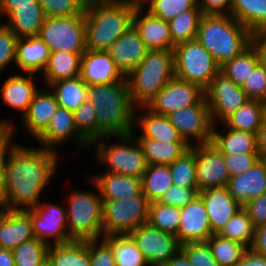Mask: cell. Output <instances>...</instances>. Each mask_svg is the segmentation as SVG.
Returning a JSON list of instances; mask_svg holds the SVG:
<instances>
[{
	"instance_id": "obj_1",
	"label": "cell",
	"mask_w": 266,
	"mask_h": 266,
	"mask_svg": "<svg viewBox=\"0 0 266 266\" xmlns=\"http://www.w3.org/2000/svg\"><path fill=\"white\" fill-rule=\"evenodd\" d=\"M57 154L46 148L10 144L3 158L8 210L25 211L40 203L42 191L56 173Z\"/></svg>"
},
{
	"instance_id": "obj_2",
	"label": "cell",
	"mask_w": 266,
	"mask_h": 266,
	"mask_svg": "<svg viewBox=\"0 0 266 266\" xmlns=\"http://www.w3.org/2000/svg\"><path fill=\"white\" fill-rule=\"evenodd\" d=\"M88 99L96 108L99 139L134 134L136 107L126 78L109 84L88 85Z\"/></svg>"
},
{
	"instance_id": "obj_3",
	"label": "cell",
	"mask_w": 266,
	"mask_h": 266,
	"mask_svg": "<svg viewBox=\"0 0 266 266\" xmlns=\"http://www.w3.org/2000/svg\"><path fill=\"white\" fill-rule=\"evenodd\" d=\"M196 39L222 66L251 45V32L230 14H203Z\"/></svg>"
},
{
	"instance_id": "obj_4",
	"label": "cell",
	"mask_w": 266,
	"mask_h": 266,
	"mask_svg": "<svg viewBox=\"0 0 266 266\" xmlns=\"http://www.w3.org/2000/svg\"><path fill=\"white\" fill-rule=\"evenodd\" d=\"M136 8L121 2H101L87 5L86 50L109 51L112 44L133 25Z\"/></svg>"
},
{
	"instance_id": "obj_5",
	"label": "cell",
	"mask_w": 266,
	"mask_h": 266,
	"mask_svg": "<svg viewBox=\"0 0 266 266\" xmlns=\"http://www.w3.org/2000/svg\"><path fill=\"white\" fill-rule=\"evenodd\" d=\"M173 76V50H148L138 67L126 77L134 105L147 106Z\"/></svg>"
},
{
	"instance_id": "obj_6",
	"label": "cell",
	"mask_w": 266,
	"mask_h": 266,
	"mask_svg": "<svg viewBox=\"0 0 266 266\" xmlns=\"http://www.w3.org/2000/svg\"><path fill=\"white\" fill-rule=\"evenodd\" d=\"M67 198V231L70 239L86 241L103 237V200L100 193L72 190Z\"/></svg>"
},
{
	"instance_id": "obj_7",
	"label": "cell",
	"mask_w": 266,
	"mask_h": 266,
	"mask_svg": "<svg viewBox=\"0 0 266 266\" xmlns=\"http://www.w3.org/2000/svg\"><path fill=\"white\" fill-rule=\"evenodd\" d=\"M116 138H119L118 141L120 142L106 145L103 139L107 138L104 136L91 144V146L97 144L96 155L98 156V162L100 161L107 168L109 167L106 172L142 178L148 163L141 145L133 137V134L116 136Z\"/></svg>"
},
{
	"instance_id": "obj_8",
	"label": "cell",
	"mask_w": 266,
	"mask_h": 266,
	"mask_svg": "<svg viewBox=\"0 0 266 266\" xmlns=\"http://www.w3.org/2000/svg\"><path fill=\"white\" fill-rule=\"evenodd\" d=\"M174 75L205 90L211 80L220 72V65L197 40L175 45Z\"/></svg>"
},
{
	"instance_id": "obj_9",
	"label": "cell",
	"mask_w": 266,
	"mask_h": 266,
	"mask_svg": "<svg viewBox=\"0 0 266 266\" xmlns=\"http://www.w3.org/2000/svg\"><path fill=\"white\" fill-rule=\"evenodd\" d=\"M149 204L142 192L132 198L103 200V235L129 234L147 223Z\"/></svg>"
},
{
	"instance_id": "obj_10",
	"label": "cell",
	"mask_w": 266,
	"mask_h": 266,
	"mask_svg": "<svg viewBox=\"0 0 266 266\" xmlns=\"http://www.w3.org/2000/svg\"><path fill=\"white\" fill-rule=\"evenodd\" d=\"M38 36L52 51L84 53L86 23L84 13L67 17H46Z\"/></svg>"
},
{
	"instance_id": "obj_11",
	"label": "cell",
	"mask_w": 266,
	"mask_h": 266,
	"mask_svg": "<svg viewBox=\"0 0 266 266\" xmlns=\"http://www.w3.org/2000/svg\"><path fill=\"white\" fill-rule=\"evenodd\" d=\"M171 124L178 130L179 135L189 145L192 140L199 144L212 141L213 123L210 109L204 98L197 105H190L167 115Z\"/></svg>"
},
{
	"instance_id": "obj_12",
	"label": "cell",
	"mask_w": 266,
	"mask_h": 266,
	"mask_svg": "<svg viewBox=\"0 0 266 266\" xmlns=\"http://www.w3.org/2000/svg\"><path fill=\"white\" fill-rule=\"evenodd\" d=\"M142 252L149 266H163L180 249L178 238L144 223L128 234Z\"/></svg>"
},
{
	"instance_id": "obj_13",
	"label": "cell",
	"mask_w": 266,
	"mask_h": 266,
	"mask_svg": "<svg viewBox=\"0 0 266 266\" xmlns=\"http://www.w3.org/2000/svg\"><path fill=\"white\" fill-rule=\"evenodd\" d=\"M64 208V205L62 207L45 202L30 209L34 237L49 246L72 242L67 231V213Z\"/></svg>"
},
{
	"instance_id": "obj_14",
	"label": "cell",
	"mask_w": 266,
	"mask_h": 266,
	"mask_svg": "<svg viewBox=\"0 0 266 266\" xmlns=\"http://www.w3.org/2000/svg\"><path fill=\"white\" fill-rule=\"evenodd\" d=\"M213 125L223 122L249 99L243 88L219 72L204 90Z\"/></svg>"
},
{
	"instance_id": "obj_15",
	"label": "cell",
	"mask_w": 266,
	"mask_h": 266,
	"mask_svg": "<svg viewBox=\"0 0 266 266\" xmlns=\"http://www.w3.org/2000/svg\"><path fill=\"white\" fill-rule=\"evenodd\" d=\"M204 98L205 92L199 85L174 75L146 107L152 112L167 116L178 109L197 105Z\"/></svg>"
},
{
	"instance_id": "obj_16",
	"label": "cell",
	"mask_w": 266,
	"mask_h": 266,
	"mask_svg": "<svg viewBox=\"0 0 266 266\" xmlns=\"http://www.w3.org/2000/svg\"><path fill=\"white\" fill-rule=\"evenodd\" d=\"M231 176L223 153L211 142L196 144V180L198 191L226 187Z\"/></svg>"
},
{
	"instance_id": "obj_17",
	"label": "cell",
	"mask_w": 266,
	"mask_h": 266,
	"mask_svg": "<svg viewBox=\"0 0 266 266\" xmlns=\"http://www.w3.org/2000/svg\"><path fill=\"white\" fill-rule=\"evenodd\" d=\"M214 234L210 220L198 195L190 203L180 208V223L176 237L181 245L185 243L206 242Z\"/></svg>"
},
{
	"instance_id": "obj_18",
	"label": "cell",
	"mask_w": 266,
	"mask_h": 266,
	"mask_svg": "<svg viewBox=\"0 0 266 266\" xmlns=\"http://www.w3.org/2000/svg\"><path fill=\"white\" fill-rule=\"evenodd\" d=\"M75 141L76 145L86 148L91 144L78 132L74 113L66 108L58 107V110L51 117L46 129L36 138L41 144L40 148L57 151L56 145L64 144L65 141ZM56 148H55V147Z\"/></svg>"
},
{
	"instance_id": "obj_19",
	"label": "cell",
	"mask_w": 266,
	"mask_h": 266,
	"mask_svg": "<svg viewBox=\"0 0 266 266\" xmlns=\"http://www.w3.org/2000/svg\"><path fill=\"white\" fill-rule=\"evenodd\" d=\"M80 77L87 85L109 84L125 79L109 51L92 50L82 54Z\"/></svg>"
},
{
	"instance_id": "obj_20",
	"label": "cell",
	"mask_w": 266,
	"mask_h": 266,
	"mask_svg": "<svg viewBox=\"0 0 266 266\" xmlns=\"http://www.w3.org/2000/svg\"><path fill=\"white\" fill-rule=\"evenodd\" d=\"M148 49L132 25L113 44L109 50L117 68L126 78L138 67Z\"/></svg>"
},
{
	"instance_id": "obj_21",
	"label": "cell",
	"mask_w": 266,
	"mask_h": 266,
	"mask_svg": "<svg viewBox=\"0 0 266 266\" xmlns=\"http://www.w3.org/2000/svg\"><path fill=\"white\" fill-rule=\"evenodd\" d=\"M198 195L205 205L214 234H218L233 215L242 208L234 200L227 186L205 189Z\"/></svg>"
},
{
	"instance_id": "obj_22",
	"label": "cell",
	"mask_w": 266,
	"mask_h": 266,
	"mask_svg": "<svg viewBox=\"0 0 266 266\" xmlns=\"http://www.w3.org/2000/svg\"><path fill=\"white\" fill-rule=\"evenodd\" d=\"M146 8H136L133 26L148 50H173V39L168 22L152 15Z\"/></svg>"
},
{
	"instance_id": "obj_23",
	"label": "cell",
	"mask_w": 266,
	"mask_h": 266,
	"mask_svg": "<svg viewBox=\"0 0 266 266\" xmlns=\"http://www.w3.org/2000/svg\"><path fill=\"white\" fill-rule=\"evenodd\" d=\"M34 237L28 210H2L0 215V248L13 250Z\"/></svg>"
},
{
	"instance_id": "obj_24",
	"label": "cell",
	"mask_w": 266,
	"mask_h": 266,
	"mask_svg": "<svg viewBox=\"0 0 266 266\" xmlns=\"http://www.w3.org/2000/svg\"><path fill=\"white\" fill-rule=\"evenodd\" d=\"M227 187L241 206L266 193V160L259 159L247 172L231 177Z\"/></svg>"
},
{
	"instance_id": "obj_25",
	"label": "cell",
	"mask_w": 266,
	"mask_h": 266,
	"mask_svg": "<svg viewBox=\"0 0 266 266\" xmlns=\"http://www.w3.org/2000/svg\"><path fill=\"white\" fill-rule=\"evenodd\" d=\"M58 107L51 89L38 90L29 104L27 113L22 118L24 128L32 137L37 138L46 129Z\"/></svg>"
},
{
	"instance_id": "obj_26",
	"label": "cell",
	"mask_w": 266,
	"mask_h": 266,
	"mask_svg": "<svg viewBox=\"0 0 266 266\" xmlns=\"http://www.w3.org/2000/svg\"><path fill=\"white\" fill-rule=\"evenodd\" d=\"M28 76L12 75L4 81L1 89V97L10 108L18 110L23 116L27 113L29 104L38 91L34 85L35 73H27Z\"/></svg>"
},
{
	"instance_id": "obj_27",
	"label": "cell",
	"mask_w": 266,
	"mask_h": 266,
	"mask_svg": "<svg viewBox=\"0 0 266 266\" xmlns=\"http://www.w3.org/2000/svg\"><path fill=\"white\" fill-rule=\"evenodd\" d=\"M92 184L100 193L102 200L126 199L142 192L141 178L105 172L92 177Z\"/></svg>"
},
{
	"instance_id": "obj_28",
	"label": "cell",
	"mask_w": 266,
	"mask_h": 266,
	"mask_svg": "<svg viewBox=\"0 0 266 266\" xmlns=\"http://www.w3.org/2000/svg\"><path fill=\"white\" fill-rule=\"evenodd\" d=\"M49 55V47L39 36L18 38L15 65L26 73H42Z\"/></svg>"
},
{
	"instance_id": "obj_29",
	"label": "cell",
	"mask_w": 266,
	"mask_h": 266,
	"mask_svg": "<svg viewBox=\"0 0 266 266\" xmlns=\"http://www.w3.org/2000/svg\"><path fill=\"white\" fill-rule=\"evenodd\" d=\"M82 54L65 51L50 52L48 62L42 71L46 85L80 76Z\"/></svg>"
},
{
	"instance_id": "obj_30",
	"label": "cell",
	"mask_w": 266,
	"mask_h": 266,
	"mask_svg": "<svg viewBox=\"0 0 266 266\" xmlns=\"http://www.w3.org/2000/svg\"><path fill=\"white\" fill-rule=\"evenodd\" d=\"M146 110L145 115L135 117L138 121L141 131L140 136L136 138H151L165 142H185L179 135L178 130L171 124L170 119L166 115L152 112L146 106H142Z\"/></svg>"
},
{
	"instance_id": "obj_31",
	"label": "cell",
	"mask_w": 266,
	"mask_h": 266,
	"mask_svg": "<svg viewBox=\"0 0 266 266\" xmlns=\"http://www.w3.org/2000/svg\"><path fill=\"white\" fill-rule=\"evenodd\" d=\"M4 24L18 38L38 36L46 18L41 6H14V11L7 17Z\"/></svg>"
},
{
	"instance_id": "obj_32",
	"label": "cell",
	"mask_w": 266,
	"mask_h": 266,
	"mask_svg": "<svg viewBox=\"0 0 266 266\" xmlns=\"http://www.w3.org/2000/svg\"><path fill=\"white\" fill-rule=\"evenodd\" d=\"M141 145L148 165H170L190 146L186 142H165L151 138H136Z\"/></svg>"
},
{
	"instance_id": "obj_33",
	"label": "cell",
	"mask_w": 266,
	"mask_h": 266,
	"mask_svg": "<svg viewBox=\"0 0 266 266\" xmlns=\"http://www.w3.org/2000/svg\"><path fill=\"white\" fill-rule=\"evenodd\" d=\"M47 265L90 266L88 244L85 241H72L67 244L50 245Z\"/></svg>"
},
{
	"instance_id": "obj_34",
	"label": "cell",
	"mask_w": 266,
	"mask_h": 266,
	"mask_svg": "<svg viewBox=\"0 0 266 266\" xmlns=\"http://www.w3.org/2000/svg\"><path fill=\"white\" fill-rule=\"evenodd\" d=\"M59 107L75 111L88 99V85L80 76L54 82L48 86Z\"/></svg>"
},
{
	"instance_id": "obj_35",
	"label": "cell",
	"mask_w": 266,
	"mask_h": 266,
	"mask_svg": "<svg viewBox=\"0 0 266 266\" xmlns=\"http://www.w3.org/2000/svg\"><path fill=\"white\" fill-rule=\"evenodd\" d=\"M227 133H220L213 126L212 141L223 154H242L245 152H258L256 134L238 131L233 129L226 130Z\"/></svg>"
},
{
	"instance_id": "obj_36",
	"label": "cell",
	"mask_w": 266,
	"mask_h": 266,
	"mask_svg": "<svg viewBox=\"0 0 266 266\" xmlns=\"http://www.w3.org/2000/svg\"><path fill=\"white\" fill-rule=\"evenodd\" d=\"M229 14L250 32L266 28V0H231Z\"/></svg>"
},
{
	"instance_id": "obj_37",
	"label": "cell",
	"mask_w": 266,
	"mask_h": 266,
	"mask_svg": "<svg viewBox=\"0 0 266 266\" xmlns=\"http://www.w3.org/2000/svg\"><path fill=\"white\" fill-rule=\"evenodd\" d=\"M263 119V103L257 100H248L227 117L222 124L233 130L257 134Z\"/></svg>"
},
{
	"instance_id": "obj_38",
	"label": "cell",
	"mask_w": 266,
	"mask_h": 266,
	"mask_svg": "<svg viewBox=\"0 0 266 266\" xmlns=\"http://www.w3.org/2000/svg\"><path fill=\"white\" fill-rule=\"evenodd\" d=\"M102 239L110 246L116 266H149L128 234L105 235Z\"/></svg>"
},
{
	"instance_id": "obj_39",
	"label": "cell",
	"mask_w": 266,
	"mask_h": 266,
	"mask_svg": "<svg viewBox=\"0 0 266 266\" xmlns=\"http://www.w3.org/2000/svg\"><path fill=\"white\" fill-rule=\"evenodd\" d=\"M173 185L169 165H148L141 178L142 193L148 201H159Z\"/></svg>"
},
{
	"instance_id": "obj_40",
	"label": "cell",
	"mask_w": 266,
	"mask_h": 266,
	"mask_svg": "<svg viewBox=\"0 0 266 266\" xmlns=\"http://www.w3.org/2000/svg\"><path fill=\"white\" fill-rule=\"evenodd\" d=\"M259 64L256 50L250 45L241 54L220 66V72L236 85L243 86L254 68Z\"/></svg>"
},
{
	"instance_id": "obj_41",
	"label": "cell",
	"mask_w": 266,
	"mask_h": 266,
	"mask_svg": "<svg viewBox=\"0 0 266 266\" xmlns=\"http://www.w3.org/2000/svg\"><path fill=\"white\" fill-rule=\"evenodd\" d=\"M203 16L200 9H189L171 19L168 24L175 45L197 38L199 23Z\"/></svg>"
},
{
	"instance_id": "obj_42",
	"label": "cell",
	"mask_w": 266,
	"mask_h": 266,
	"mask_svg": "<svg viewBox=\"0 0 266 266\" xmlns=\"http://www.w3.org/2000/svg\"><path fill=\"white\" fill-rule=\"evenodd\" d=\"M173 185L198 188L196 180V144L191 145L179 158L169 165Z\"/></svg>"
},
{
	"instance_id": "obj_43",
	"label": "cell",
	"mask_w": 266,
	"mask_h": 266,
	"mask_svg": "<svg viewBox=\"0 0 266 266\" xmlns=\"http://www.w3.org/2000/svg\"><path fill=\"white\" fill-rule=\"evenodd\" d=\"M255 227L247 211L242 207L218 233L221 237L240 242L250 248L254 239Z\"/></svg>"
},
{
	"instance_id": "obj_44",
	"label": "cell",
	"mask_w": 266,
	"mask_h": 266,
	"mask_svg": "<svg viewBox=\"0 0 266 266\" xmlns=\"http://www.w3.org/2000/svg\"><path fill=\"white\" fill-rule=\"evenodd\" d=\"M206 242L219 266H235L248 249L240 242L223 238L219 234H212Z\"/></svg>"
},
{
	"instance_id": "obj_45",
	"label": "cell",
	"mask_w": 266,
	"mask_h": 266,
	"mask_svg": "<svg viewBox=\"0 0 266 266\" xmlns=\"http://www.w3.org/2000/svg\"><path fill=\"white\" fill-rule=\"evenodd\" d=\"M151 226L177 235L180 223V208L154 201L149 204L148 222Z\"/></svg>"
},
{
	"instance_id": "obj_46",
	"label": "cell",
	"mask_w": 266,
	"mask_h": 266,
	"mask_svg": "<svg viewBox=\"0 0 266 266\" xmlns=\"http://www.w3.org/2000/svg\"><path fill=\"white\" fill-rule=\"evenodd\" d=\"M49 245L33 238L12 250L15 266H45Z\"/></svg>"
},
{
	"instance_id": "obj_47",
	"label": "cell",
	"mask_w": 266,
	"mask_h": 266,
	"mask_svg": "<svg viewBox=\"0 0 266 266\" xmlns=\"http://www.w3.org/2000/svg\"><path fill=\"white\" fill-rule=\"evenodd\" d=\"M74 122L78 132L92 144L99 139V126L96 121V108L87 99L74 112Z\"/></svg>"
},
{
	"instance_id": "obj_48",
	"label": "cell",
	"mask_w": 266,
	"mask_h": 266,
	"mask_svg": "<svg viewBox=\"0 0 266 266\" xmlns=\"http://www.w3.org/2000/svg\"><path fill=\"white\" fill-rule=\"evenodd\" d=\"M147 10L154 16L169 22L181 12L189 9H200L197 0H151Z\"/></svg>"
},
{
	"instance_id": "obj_49",
	"label": "cell",
	"mask_w": 266,
	"mask_h": 266,
	"mask_svg": "<svg viewBox=\"0 0 266 266\" xmlns=\"http://www.w3.org/2000/svg\"><path fill=\"white\" fill-rule=\"evenodd\" d=\"M46 17L82 15L86 5L81 0H38Z\"/></svg>"
},
{
	"instance_id": "obj_50",
	"label": "cell",
	"mask_w": 266,
	"mask_h": 266,
	"mask_svg": "<svg viewBox=\"0 0 266 266\" xmlns=\"http://www.w3.org/2000/svg\"><path fill=\"white\" fill-rule=\"evenodd\" d=\"M249 100H266V69L259 63L242 86Z\"/></svg>"
},
{
	"instance_id": "obj_51",
	"label": "cell",
	"mask_w": 266,
	"mask_h": 266,
	"mask_svg": "<svg viewBox=\"0 0 266 266\" xmlns=\"http://www.w3.org/2000/svg\"><path fill=\"white\" fill-rule=\"evenodd\" d=\"M181 250L192 266H219L207 242L185 243Z\"/></svg>"
},
{
	"instance_id": "obj_52",
	"label": "cell",
	"mask_w": 266,
	"mask_h": 266,
	"mask_svg": "<svg viewBox=\"0 0 266 266\" xmlns=\"http://www.w3.org/2000/svg\"><path fill=\"white\" fill-rule=\"evenodd\" d=\"M17 43V35L0 22V73L11 62L15 64Z\"/></svg>"
},
{
	"instance_id": "obj_53",
	"label": "cell",
	"mask_w": 266,
	"mask_h": 266,
	"mask_svg": "<svg viewBox=\"0 0 266 266\" xmlns=\"http://www.w3.org/2000/svg\"><path fill=\"white\" fill-rule=\"evenodd\" d=\"M98 241L100 240L85 241L88 244L90 266H116L110 246L104 240L100 244Z\"/></svg>"
},
{
	"instance_id": "obj_54",
	"label": "cell",
	"mask_w": 266,
	"mask_h": 266,
	"mask_svg": "<svg viewBox=\"0 0 266 266\" xmlns=\"http://www.w3.org/2000/svg\"><path fill=\"white\" fill-rule=\"evenodd\" d=\"M223 157L231 177L247 172L260 159L258 152L223 154Z\"/></svg>"
},
{
	"instance_id": "obj_55",
	"label": "cell",
	"mask_w": 266,
	"mask_h": 266,
	"mask_svg": "<svg viewBox=\"0 0 266 266\" xmlns=\"http://www.w3.org/2000/svg\"><path fill=\"white\" fill-rule=\"evenodd\" d=\"M198 194V188H185L172 185L159 201L177 208H182L190 203Z\"/></svg>"
},
{
	"instance_id": "obj_56",
	"label": "cell",
	"mask_w": 266,
	"mask_h": 266,
	"mask_svg": "<svg viewBox=\"0 0 266 266\" xmlns=\"http://www.w3.org/2000/svg\"><path fill=\"white\" fill-rule=\"evenodd\" d=\"M242 207L247 211L255 228L266 225V193L258 198L249 200Z\"/></svg>"
},
{
	"instance_id": "obj_57",
	"label": "cell",
	"mask_w": 266,
	"mask_h": 266,
	"mask_svg": "<svg viewBox=\"0 0 266 266\" xmlns=\"http://www.w3.org/2000/svg\"><path fill=\"white\" fill-rule=\"evenodd\" d=\"M231 0H197L203 14H229Z\"/></svg>"
},
{
	"instance_id": "obj_58",
	"label": "cell",
	"mask_w": 266,
	"mask_h": 266,
	"mask_svg": "<svg viewBox=\"0 0 266 266\" xmlns=\"http://www.w3.org/2000/svg\"><path fill=\"white\" fill-rule=\"evenodd\" d=\"M251 46L258 54L259 63L266 69V28L251 32Z\"/></svg>"
},
{
	"instance_id": "obj_59",
	"label": "cell",
	"mask_w": 266,
	"mask_h": 266,
	"mask_svg": "<svg viewBox=\"0 0 266 266\" xmlns=\"http://www.w3.org/2000/svg\"><path fill=\"white\" fill-rule=\"evenodd\" d=\"M15 125L11 121L0 120V164L3 162V158L6 149L10 146L11 138L15 132Z\"/></svg>"
},
{
	"instance_id": "obj_60",
	"label": "cell",
	"mask_w": 266,
	"mask_h": 266,
	"mask_svg": "<svg viewBox=\"0 0 266 266\" xmlns=\"http://www.w3.org/2000/svg\"><path fill=\"white\" fill-rule=\"evenodd\" d=\"M14 6H41L38 0H0V17H8Z\"/></svg>"
},
{
	"instance_id": "obj_61",
	"label": "cell",
	"mask_w": 266,
	"mask_h": 266,
	"mask_svg": "<svg viewBox=\"0 0 266 266\" xmlns=\"http://www.w3.org/2000/svg\"><path fill=\"white\" fill-rule=\"evenodd\" d=\"M250 249L257 254L266 256V225L255 228Z\"/></svg>"
},
{
	"instance_id": "obj_62",
	"label": "cell",
	"mask_w": 266,
	"mask_h": 266,
	"mask_svg": "<svg viewBox=\"0 0 266 266\" xmlns=\"http://www.w3.org/2000/svg\"><path fill=\"white\" fill-rule=\"evenodd\" d=\"M235 266H266V256L257 254L248 248Z\"/></svg>"
},
{
	"instance_id": "obj_63",
	"label": "cell",
	"mask_w": 266,
	"mask_h": 266,
	"mask_svg": "<svg viewBox=\"0 0 266 266\" xmlns=\"http://www.w3.org/2000/svg\"><path fill=\"white\" fill-rule=\"evenodd\" d=\"M257 151L260 159L266 160V119H263L256 134Z\"/></svg>"
},
{
	"instance_id": "obj_64",
	"label": "cell",
	"mask_w": 266,
	"mask_h": 266,
	"mask_svg": "<svg viewBox=\"0 0 266 266\" xmlns=\"http://www.w3.org/2000/svg\"><path fill=\"white\" fill-rule=\"evenodd\" d=\"M163 266H192L186 254L180 249Z\"/></svg>"
},
{
	"instance_id": "obj_65",
	"label": "cell",
	"mask_w": 266,
	"mask_h": 266,
	"mask_svg": "<svg viewBox=\"0 0 266 266\" xmlns=\"http://www.w3.org/2000/svg\"><path fill=\"white\" fill-rule=\"evenodd\" d=\"M5 209H7V198L5 195L4 166L2 162L0 164V211Z\"/></svg>"
},
{
	"instance_id": "obj_66",
	"label": "cell",
	"mask_w": 266,
	"mask_h": 266,
	"mask_svg": "<svg viewBox=\"0 0 266 266\" xmlns=\"http://www.w3.org/2000/svg\"><path fill=\"white\" fill-rule=\"evenodd\" d=\"M0 266H15L12 250L0 248Z\"/></svg>"
},
{
	"instance_id": "obj_67",
	"label": "cell",
	"mask_w": 266,
	"mask_h": 266,
	"mask_svg": "<svg viewBox=\"0 0 266 266\" xmlns=\"http://www.w3.org/2000/svg\"><path fill=\"white\" fill-rule=\"evenodd\" d=\"M150 1L151 0H118L117 2L124 3L134 8H145L144 6H146V4L148 5Z\"/></svg>"
},
{
	"instance_id": "obj_68",
	"label": "cell",
	"mask_w": 266,
	"mask_h": 266,
	"mask_svg": "<svg viewBox=\"0 0 266 266\" xmlns=\"http://www.w3.org/2000/svg\"><path fill=\"white\" fill-rule=\"evenodd\" d=\"M86 6L93 3H101V2H115L118 0H81Z\"/></svg>"
},
{
	"instance_id": "obj_69",
	"label": "cell",
	"mask_w": 266,
	"mask_h": 266,
	"mask_svg": "<svg viewBox=\"0 0 266 266\" xmlns=\"http://www.w3.org/2000/svg\"><path fill=\"white\" fill-rule=\"evenodd\" d=\"M263 103V113H264V119H266V100L262 102Z\"/></svg>"
}]
</instances>
